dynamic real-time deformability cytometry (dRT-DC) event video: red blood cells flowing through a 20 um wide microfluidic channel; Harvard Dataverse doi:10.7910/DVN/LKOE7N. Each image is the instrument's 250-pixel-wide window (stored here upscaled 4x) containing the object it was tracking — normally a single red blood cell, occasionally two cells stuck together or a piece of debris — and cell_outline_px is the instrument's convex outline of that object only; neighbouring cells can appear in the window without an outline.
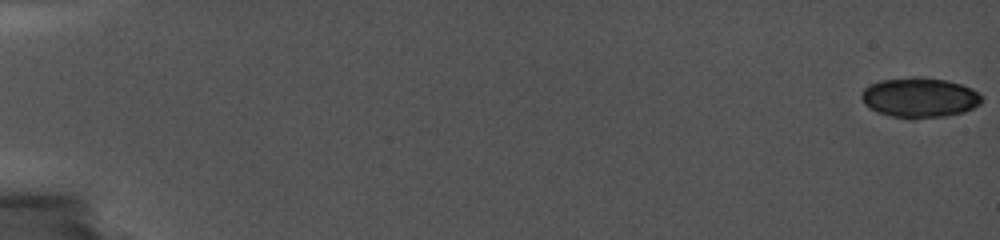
{"species": "common noctule bat (a hibernating species)", "species_latin": "Nyctalus noctula", "temperature_condition": "cold", "stored_images_in_passage": 4, "camera_frame_rate_fps": 5000, "um_per_image_px": 0.085, "animal": {"sex": "female", "body_mass_g": 19.0, "forearm_length_mm": 56.7}, "frame": {"image": 1, "passage_image": 1, "time_ms": 0.0, "image_size_px": [1000, 240], "cell_outline_px": [[984, 100], [980, 104], [964, 112], [944, 116], [912, 120], [892, 116], [868, 108], [864, 104], [860, 96], [860, 92], [868, 84], [880, 80], [912, 76], [920, 76], [944, 80], [960, 84], [972, 88], [984, 96]], "centroid_in_image_um": [78.15, 8.29], "position_along_channel_um": 6.8, "area_um2": 28.55}}